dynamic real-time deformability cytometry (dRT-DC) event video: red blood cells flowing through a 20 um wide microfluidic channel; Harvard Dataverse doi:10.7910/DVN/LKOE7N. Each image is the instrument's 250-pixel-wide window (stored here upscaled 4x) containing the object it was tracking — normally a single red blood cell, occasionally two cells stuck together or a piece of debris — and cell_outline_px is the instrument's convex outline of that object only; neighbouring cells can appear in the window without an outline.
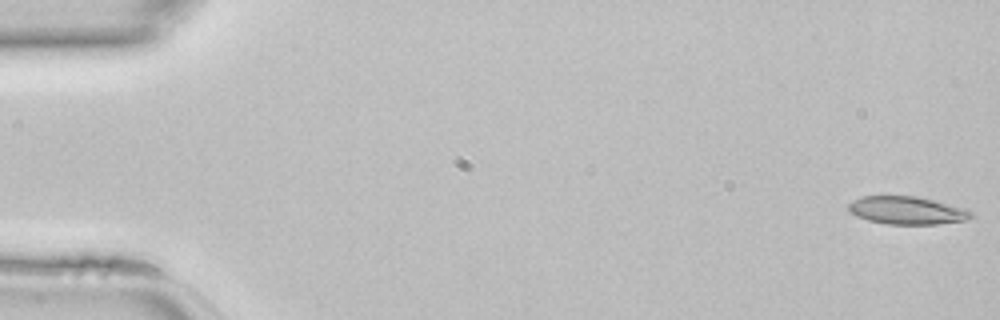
{"species": "common noctule bat (a hibernating species)", "species_latin": "Nyctalus noctula", "temperature_condition": "room temperature", "stored_images_in_passage": 46, "camera_frame_rate_fps": 3000, "um_per_image_px": 0.085, "animal": {"sex": "female", "body_mass_g": 22.7, "forearm_length_mm": 54.2}, "frame": {"image": 1, "passage_image": 1, "time_ms": 0.0, "image_size_px": [1000, 320], "cell_outline_px": [[972, 216], [964, 220], [936, 224], [884, 224], [868, 220], [856, 216], [848, 208], [848, 204], [852, 200], [864, 196], [916, 196], [968, 208], [972, 212]], "centroid_in_image_um": [77.09, 17.88], "position_along_channel_um": 7.9, "area_um2": 19.88}}
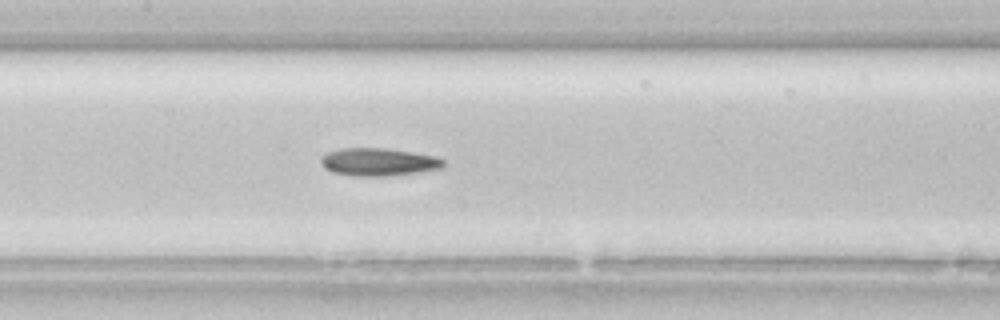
{"frame": {"image": 2, "passage_image": 22, "time_ms": 7.0, "image_size_px": [1000, 320], "cell_outline_px": [[444, 168], [416, 172], [384, 176], [352, 176], [332, 172], [324, 168], [320, 164], [320, 156], [324, 152], [340, 148], [384, 148], [412, 152], [436, 156], [444, 160]], "centroid_in_image_um": [32.1, 13.76], "position_along_channel_um": 175.3, "area_um2": 20.06}}
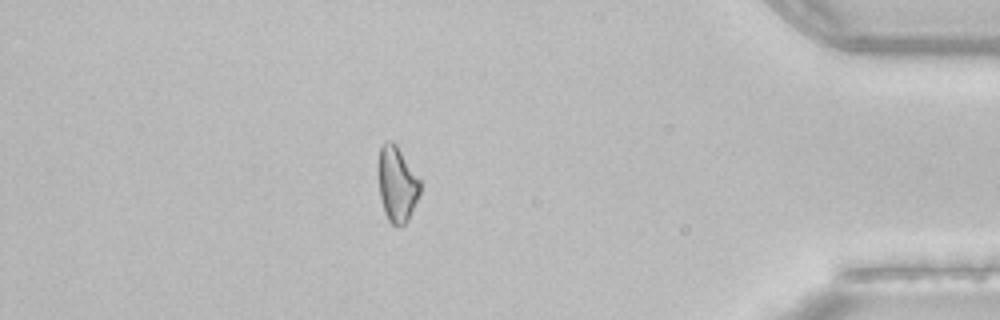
{"frame": {"image": 3, "passage_image": 40, "time_ms": 13.0, "image_size_px": [1000, 320], "cell_outline_px": [[420, 192], [408, 220], [404, 224], [396, 228], [388, 220], [384, 212], [380, 196], [376, 172], [376, 164], [380, 144], [384, 140], [392, 140], [396, 144], [420, 180]], "centroid_in_image_um": [33.68, 15.6], "position_along_channel_um": 401.5, "area_um2": 18.9}}